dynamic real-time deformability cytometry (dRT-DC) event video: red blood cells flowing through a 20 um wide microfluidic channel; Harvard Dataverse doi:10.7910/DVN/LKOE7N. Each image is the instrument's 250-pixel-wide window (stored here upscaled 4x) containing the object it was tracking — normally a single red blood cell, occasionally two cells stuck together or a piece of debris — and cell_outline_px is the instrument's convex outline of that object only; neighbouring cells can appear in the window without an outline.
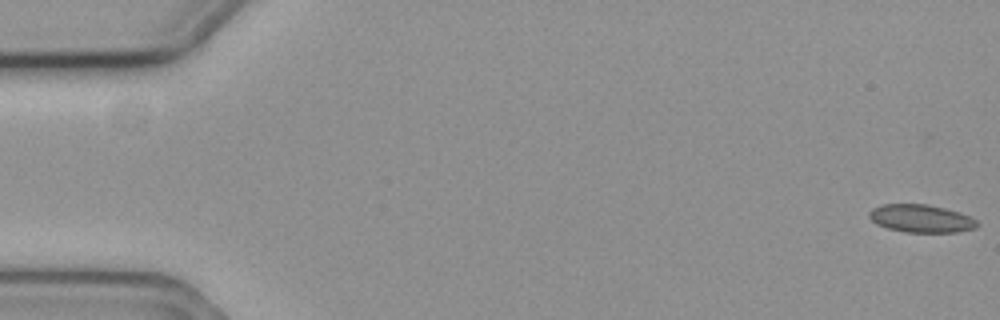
{"species": "common noctule bat (a hibernating species)", "species_latin": "Nyctalus noctula", "temperature_condition": "cold", "stored_images_in_passage": 19, "camera_frame_rate_fps": 3000, "um_per_image_px": 0.085, "animal": {"sex": "female", "body_mass_g": 19.3, "forearm_length_mm": 54.1}, "frame": {"image": 1, "passage_image": 1, "time_ms": 0.0, "image_size_px": [1000, 320], "cell_outline_px": [[980, 224], [976, 228], [956, 232], [904, 232], [888, 228], [876, 224], [868, 216], [868, 212], [872, 208], [880, 204], [928, 204], [960, 212], [976, 220]], "centroid_in_image_um": [78.27, 18.57], "position_along_channel_um": 6.7, "area_um2": 17.63}}
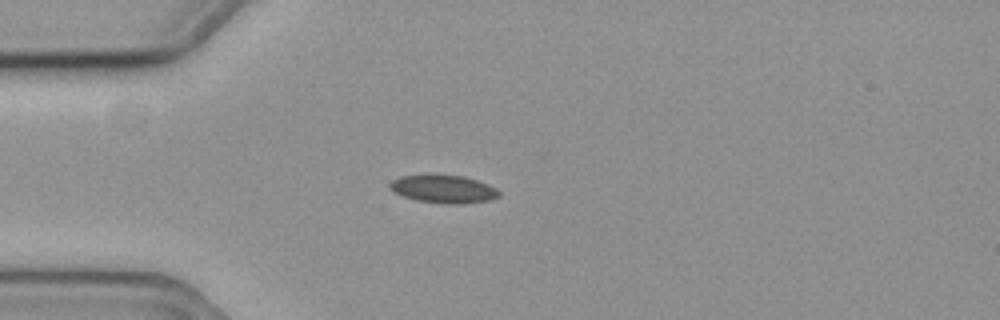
{"frame": {"image": 2, "passage_image": 16, "time_ms": 5.0, "image_size_px": [1000, 320], "cell_outline_px": [[500, 196], [492, 200], [464, 204], [448, 204], [416, 200], [392, 192], [388, 188], [388, 184], [392, 180], [400, 176], [464, 176], [488, 184], [496, 188], [500, 192]], "centroid_in_image_um": [37.71, 16.09], "position_along_channel_um": 47.3, "area_um2": 17.69}}